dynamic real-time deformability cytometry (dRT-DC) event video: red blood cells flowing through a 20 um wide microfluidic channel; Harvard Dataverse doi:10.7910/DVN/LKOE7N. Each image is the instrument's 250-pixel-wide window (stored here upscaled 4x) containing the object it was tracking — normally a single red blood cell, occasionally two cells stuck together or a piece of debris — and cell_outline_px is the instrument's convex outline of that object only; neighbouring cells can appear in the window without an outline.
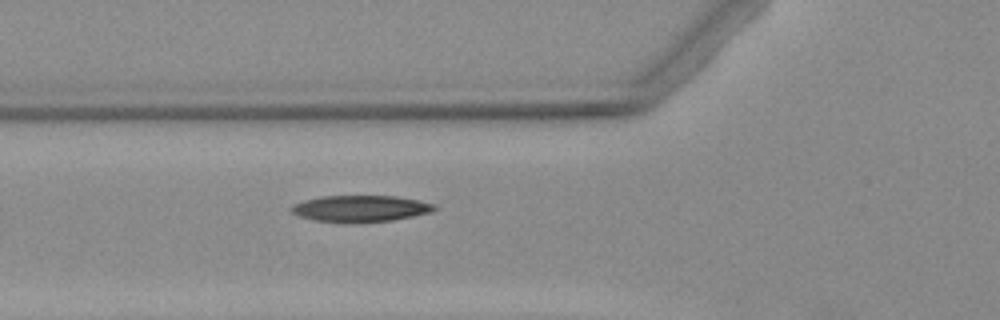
{"species": "Egyptian fruit bat (a non-hibernating species)", "species_latin": "Rousettus aegyptiacus", "temperature_condition": "warm", "stored_images_in_passage": 5, "camera_frame_rate_fps": 3000, "um_per_image_px": 0.085, "animal": {"sex": "female"}, "frame": {"image": 1, "passage_image": 5, "time_ms": 6.0, "image_size_px": [1000, 320], "cell_outline_px": [[440, 208], [428, 212], [412, 216], [392, 220], [348, 224], [316, 220], [300, 216], [292, 212], [288, 208], [292, 204], [304, 200], [320, 196], [396, 196], [436, 204]], "centroid_in_image_um": [30.61, 17.73], "position_along_channel_um": 95.2, "area_um2": 22.25}}